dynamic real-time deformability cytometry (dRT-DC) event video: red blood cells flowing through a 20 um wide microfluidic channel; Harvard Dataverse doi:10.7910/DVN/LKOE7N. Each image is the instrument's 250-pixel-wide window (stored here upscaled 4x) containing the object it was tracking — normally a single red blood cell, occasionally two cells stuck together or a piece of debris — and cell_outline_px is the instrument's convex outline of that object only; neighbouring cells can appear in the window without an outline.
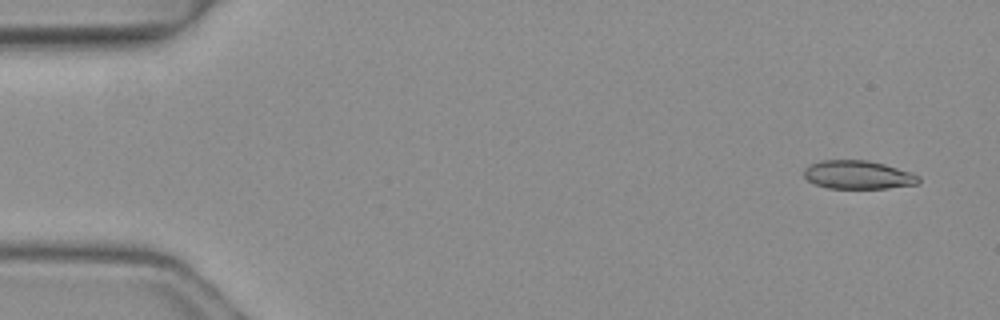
{"species": "common noctule bat (a hibernating species)", "species_latin": "Nyctalus noctula", "temperature_condition": "warm", "stored_images_in_passage": 4, "camera_frame_rate_fps": 3000, "um_per_image_px": 0.085, "animal": {"sex": "female", "body_mass_g": 19.3, "forearm_length_mm": 54.1}, "frame": {"image": 1, "passage_image": 1, "time_ms": 0.0, "image_size_px": [1000, 320], "cell_outline_px": [[920, 180], [916, 184], [888, 188], [828, 188], [816, 184], [808, 180], [804, 176], [804, 168], [808, 164], [820, 160], [868, 160], [884, 164], [912, 172], [920, 176]], "centroid_in_image_um": [72.92, 14.85], "position_along_channel_um": 12.1, "area_um2": 19.07}}
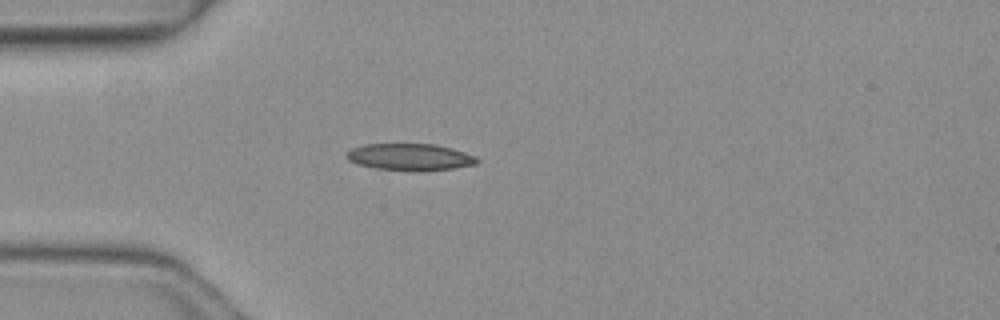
{"frame": {"image": 2, "passage_image": 4, "time_ms": 1.0, "image_size_px": [1000, 320], "cell_outline_px": [[480, 160], [476, 164], [452, 168], [420, 172], [412, 172], [376, 168], [356, 164], [348, 160], [348, 152], [352, 148], [364, 144], [432, 144], [452, 148], [476, 156]], "centroid_in_image_um": [34.87, 13.36], "position_along_channel_um": 50.1, "area_um2": 20.52}}